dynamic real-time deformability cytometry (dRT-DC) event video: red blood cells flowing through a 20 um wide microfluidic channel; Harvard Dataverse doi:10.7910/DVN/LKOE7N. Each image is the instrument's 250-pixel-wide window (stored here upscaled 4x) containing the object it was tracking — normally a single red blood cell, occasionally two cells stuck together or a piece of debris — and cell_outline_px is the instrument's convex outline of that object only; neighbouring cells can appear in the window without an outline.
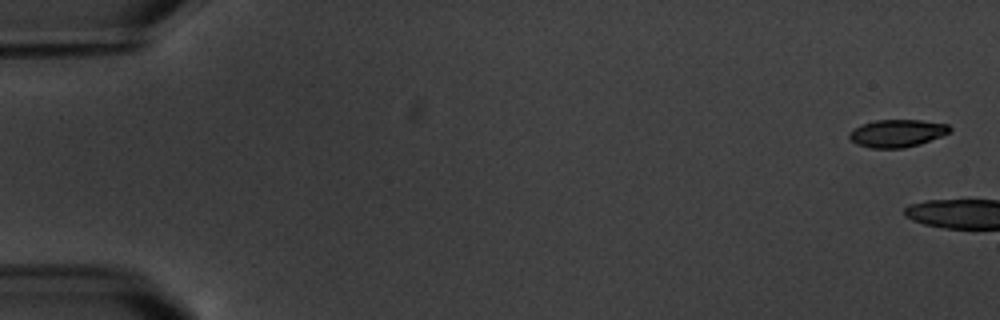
{"species": "common noctule bat (a hibernating species)", "species_latin": "Nyctalus noctula", "temperature_condition": "warm", "stored_images_in_passage": 2, "camera_frame_rate_fps": 3000, "um_per_image_px": 0.085, "animal": {"sex": "male", "body_mass_g": 20.1, "forearm_length_mm": 53.5}, "frame": {"image": 1, "passage_image": 1, "time_ms": 0.0, "image_size_px": [1000, 320], "cell_outline_px": [[952, 132], [920, 144], [904, 148], [872, 148], [856, 144], [848, 136], [848, 132], [864, 124], [876, 120], [920, 120], [948, 124], [952, 128]], "centroid_in_image_um": [76.29, 11.33], "position_along_channel_um": 8.7, "area_um2": 16.13}}